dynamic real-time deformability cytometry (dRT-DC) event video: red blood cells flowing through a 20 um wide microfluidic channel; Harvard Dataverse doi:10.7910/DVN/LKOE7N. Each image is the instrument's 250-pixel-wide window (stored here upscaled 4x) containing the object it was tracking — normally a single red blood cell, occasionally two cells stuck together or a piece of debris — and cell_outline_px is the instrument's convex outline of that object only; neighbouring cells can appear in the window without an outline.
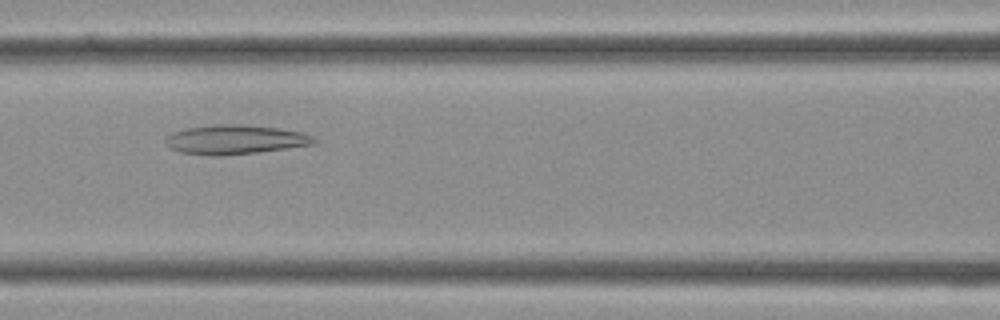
{"species": "Egyptian fruit bat (a non-hibernating species)", "species_latin": "Rousettus aegyptiacus", "temperature_condition": "cold", "stored_images_in_passage": 36, "camera_frame_rate_fps": 3000, "um_per_image_px": 0.085, "frame": {"image": 1, "passage_image": 15, "time_ms": 4.667, "image_size_px": [1000, 320], "cell_outline_px": [[316, 144], [288, 148], [256, 152], [216, 156], [212, 156], [180, 152], [168, 148], [164, 140], [172, 132], [188, 128], [216, 124], [240, 124], [280, 128], [300, 132], [312, 136], [316, 140]], "centroid_in_image_um": [19.96, 11.86], "position_along_channel_um": 146.6, "area_um2": 25.32}}
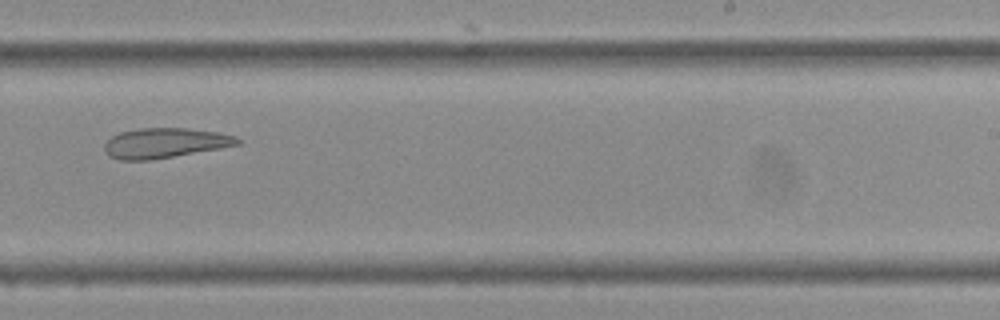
{"frame": {"image": 2, "passage_image": 22, "time_ms": 7.0, "image_size_px": [1000, 320], "cell_outline_px": [[240, 144], [220, 148], [152, 160], [120, 160], [108, 156], [104, 152], [104, 144], [112, 136], [120, 132], [140, 128], [188, 128], [216, 132], [236, 136], [240, 140]], "centroid_in_image_um": [13.98, 12.16], "position_along_channel_um": 275.0, "area_um2": 23.24}}
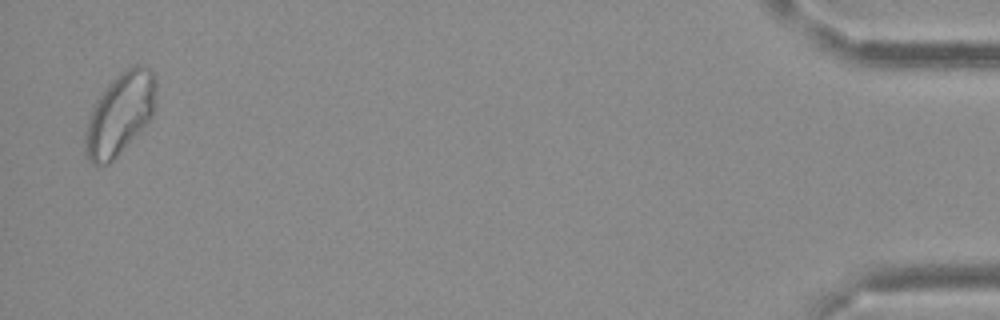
{"frame": {"image": 3, "passage_image": 35, "time_ms": 11.333, "image_size_px": [1000, 320], "cell_outline_px": [[156, 108], [152, 116], [116, 156], [108, 164], [92, 164], [88, 160], [84, 152], [84, 136], [88, 120], [92, 108], [96, 100], [108, 84], [120, 72], [132, 64], [144, 64], [152, 72], [156, 80]], "centroid_in_image_um": [10.19, 9.64], "position_along_channel_um": 425.0, "area_um2": 33.7}}